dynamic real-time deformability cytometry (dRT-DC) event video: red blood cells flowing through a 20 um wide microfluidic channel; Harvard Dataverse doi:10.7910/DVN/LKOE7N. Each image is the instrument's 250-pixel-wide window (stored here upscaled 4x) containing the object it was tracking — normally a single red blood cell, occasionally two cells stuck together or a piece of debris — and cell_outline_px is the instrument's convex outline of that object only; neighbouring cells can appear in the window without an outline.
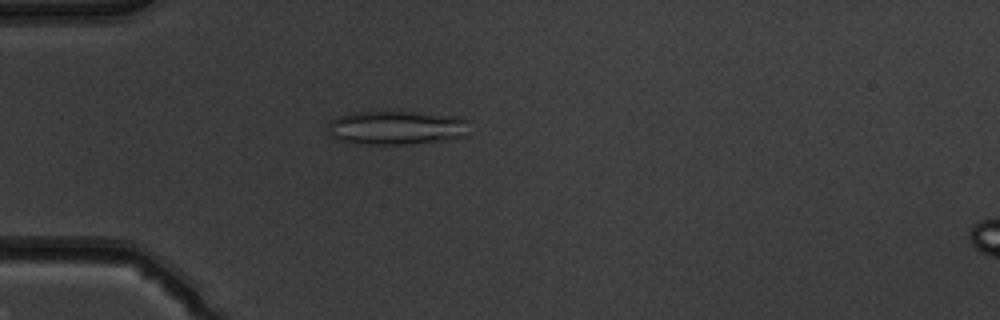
{"species": "common noctule bat (a hibernating species)", "species_latin": "Nyctalus noctula", "temperature_condition": "warm", "stored_images_in_passage": 52, "camera_frame_rate_fps": 3000, "um_per_image_px": 0.085, "animal": {"sex": "male", "body_mass_g": 19.5, "forearm_length_mm": 54.6}, "frame": {"image": 1, "passage_image": 16, "time_ms": 5.0, "image_size_px": [1000, 320], "cell_outline_px": [[468, 120], [464, 136], [452, 140], [408, 144], [364, 144], [340, 140], [332, 136], [328, 132], [328, 124], [332, 120], [340, 116], [356, 112], [416, 112], [460, 116]], "centroid_in_image_um": [33.74, 10.86], "position_along_channel_um": 51.3, "area_um2": 27.92}}
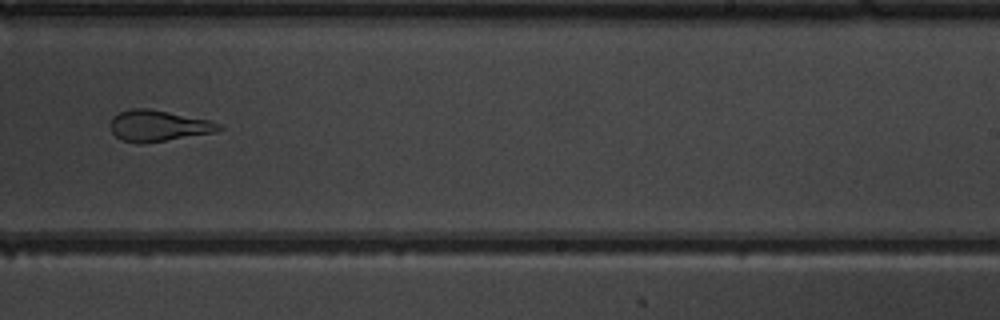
{"frame": {"image": 2, "passage_image": 34, "time_ms": 11.0, "image_size_px": [1000, 320], "cell_outline_px": [[224, 128], [216, 132], [140, 144], [120, 140], [112, 132], [112, 116], [120, 112], [132, 108], [148, 108], [208, 120], [220, 124]], "centroid_in_image_um": [13.44, 10.69], "position_along_channel_um": 275.6, "area_um2": 19.42}}
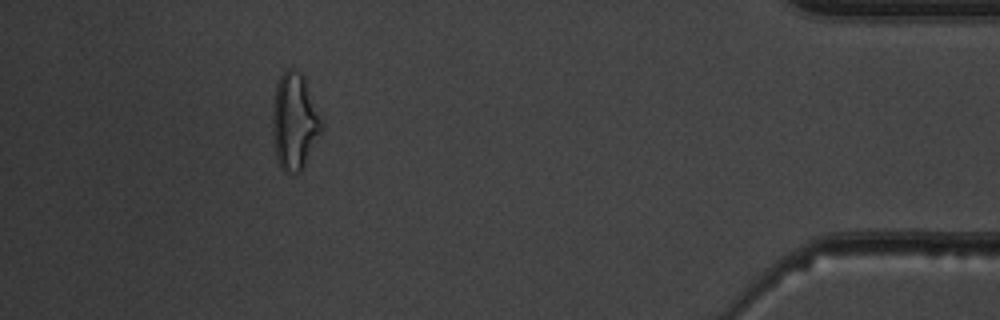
{"frame": {"image": 3, "passage_image": 48, "time_ms": 15.667, "image_size_px": [1000, 320], "cell_outline_px": [[324, 128], [304, 168], [300, 172], [284, 172], [276, 156], [272, 132], [272, 112], [276, 84], [280, 76], [288, 68], [292, 68], [300, 72], [304, 76]], "centroid_in_image_um": [25.03, 10.34], "position_along_channel_um": 410.2, "area_um2": 27.63}, "authors_computed_cell_mechanics": {"area_um2": 24.8251, "velocity_mm_per_s": 3.9639, "shape_relaxation_time_tau1_ms": null, "shape_relaxation_time_tau2_ms": 2.1251, "deformation_change_tau1": null, "deformation_change_tau2": 0.0986}}